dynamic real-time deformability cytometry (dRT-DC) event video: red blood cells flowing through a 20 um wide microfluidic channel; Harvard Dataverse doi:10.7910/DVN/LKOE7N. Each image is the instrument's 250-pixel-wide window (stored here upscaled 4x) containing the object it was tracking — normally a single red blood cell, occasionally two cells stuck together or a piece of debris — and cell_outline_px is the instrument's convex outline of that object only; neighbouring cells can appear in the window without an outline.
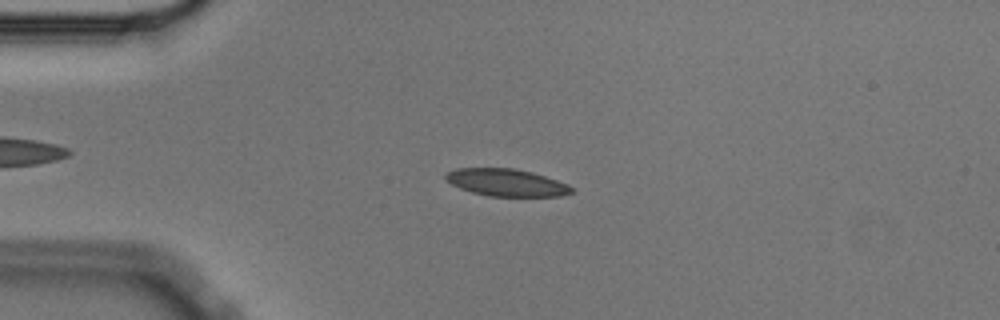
{"species": "Egyptian fruit bat (a non-hibernating species)", "species_latin": "Rousettus aegyptiacus", "temperature_condition": "cold", "stored_images_in_passage": 55, "camera_frame_rate_fps": 3000, "um_per_image_px": 0.085, "animal": {"sex": "male"}, "frame": {"image": 1, "passage_image": 13, "time_ms": 4.0, "image_size_px": [1000, 320], "cell_outline_px": [[572, 192], [560, 196], [488, 196], [472, 192], [460, 188], [444, 180], [444, 176], [448, 172], [456, 168], [512, 168], [532, 172], [568, 184], [572, 188]], "centroid_in_image_um": [43.01, 15.51], "position_along_channel_um": 42.0, "area_um2": 19.88}}
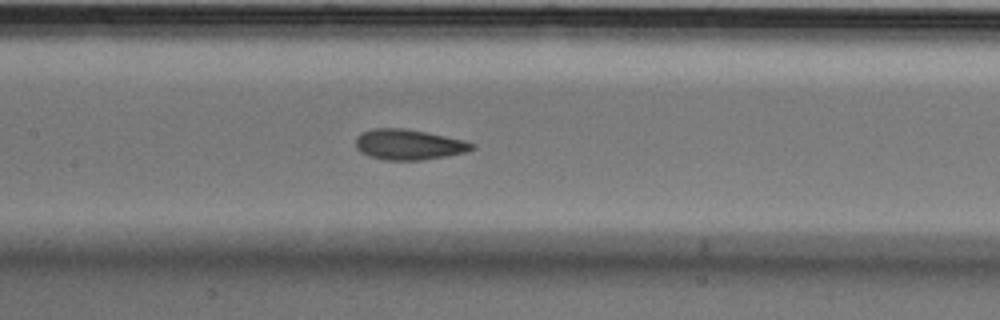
{"frame": {"image": 2, "passage_image": 26, "time_ms": 8.333, "image_size_px": [1000, 320], "cell_outline_px": [[476, 148], [464, 152], [424, 160], [384, 160], [368, 156], [360, 152], [356, 148], [356, 136], [372, 128], [404, 128], [428, 132], [464, 140], [476, 144]], "centroid_in_image_um": [34.73, 12.28], "position_along_channel_um": 172.7, "area_um2": 20.75}}
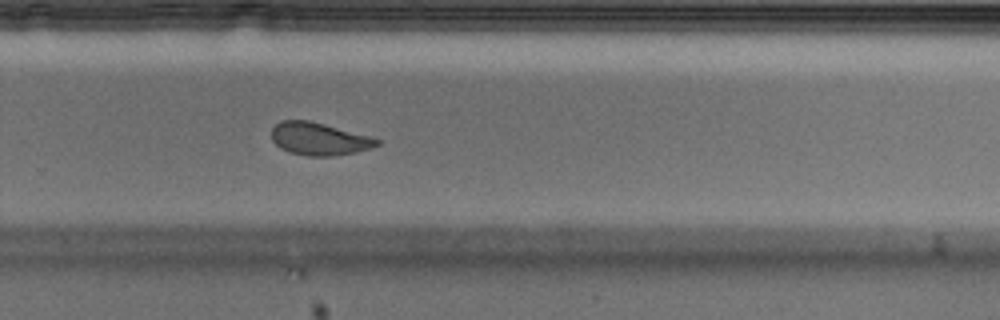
{"frame": {"image": 3, "passage_image": 37, "time_ms": 12.0, "image_size_px": [1000, 320], "cell_outline_px": [[380, 144], [356, 152], [332, 156], [308, 156], [288, 152], [280, 148], [272, 140], [272, 128], [280, 120], [308, 120], [324, 124], [368, 136], [380, 140]], "centroid_in_image_um": [27.07, 11.81], "position_along_channel_um": 302.7, "area_um2": 19.83}, "authors_computed_cell_mechanics": {"area_um2": 20.7502, "velocity_mm_per_s": 3.5614, "shape_relaxation_time_tau1_ms": 6.4155, "shape_relaxation_time_tau2_ms": 1.3553, "deformation_change_tau1": 0.1627, "deformation_change_tau2": 0.0663}}